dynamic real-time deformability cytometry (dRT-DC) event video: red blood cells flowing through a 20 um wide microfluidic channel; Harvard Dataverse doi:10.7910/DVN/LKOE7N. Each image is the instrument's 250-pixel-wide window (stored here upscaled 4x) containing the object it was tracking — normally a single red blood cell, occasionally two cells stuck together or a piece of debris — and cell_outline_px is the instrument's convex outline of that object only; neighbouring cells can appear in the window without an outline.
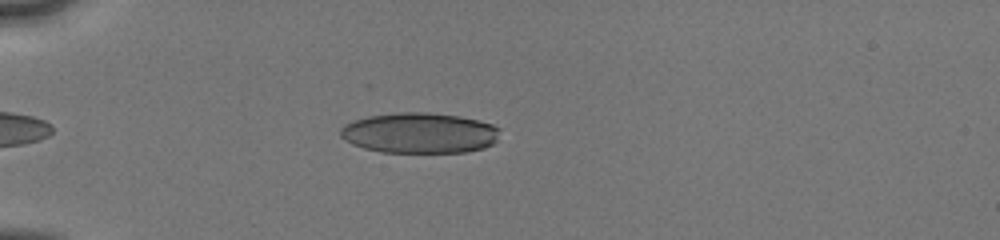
{"species": "human", "species_latin": "Homo sapiens", "temperature_condition": "cold", "stored_images_in_passage": 36, "camera_frame_rate_fps": 3000, "um_per_image_px": 0.085, "donor": {"sex": "male"}, "frame": {"image": 1, "passage_image": 6, "time_ms": 1.667, "image_size_px": [1000, 240], "cell_outline_px": [[500, 128], [496, 140], [492, 144], [484, 148], [468, 152], [380, 152], [364, 148], [352, 144], [340, 136], [340, 128], [344, 124], [368, 116], [396, 112], [428, 112], [460, 116], [480, 120], [492, 124]], "centroid_in_image_um": [35.67, 11.3], "position_along_channel_um": 49.3, "area_um2": 37.86}}
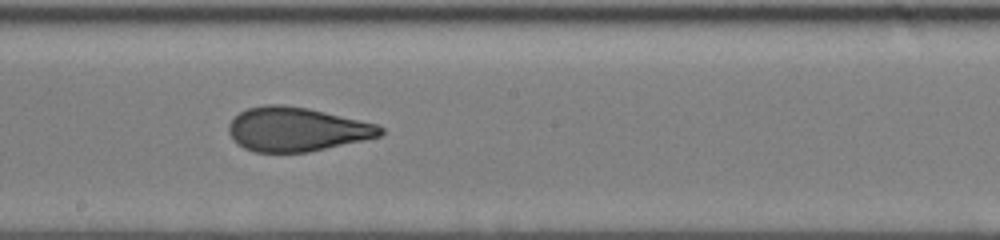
{"frame": {"image": 2, "passage_image": 17, "time_ms": 6.667, "image_size_px": [1000, 240], "cell_outline_px": [[384, 132], [380, 136], [364, 140], [308, 152], [256, 152], [244, 148], [236, 144], [232, 140], [228, 132], [228, 124], [240, 112], [248, 108], [264, 104], [284, 104], [308, 108], [376, 124], [384, 128]], "centroid_in_image_um": [25.18, 10.99], "position_along_channel_um": 223.0, "area_um2": 38.96}}
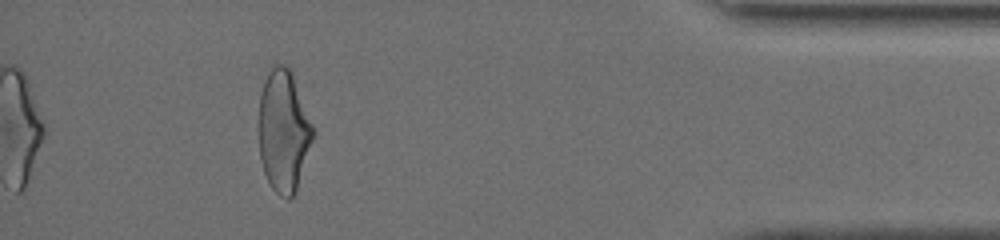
{"frame": {"image": 3, "passage_image": 32, "time_ms": 12.333, "image_size_px": [1000, 240], "cell_outline_px": [[316, 132], [296, 188], [292, 196], [288, 200], [284, 200], [272, 188], [264, 172], [260, 160], [260, 92], [264, 80], [268, 72], [276, 60], [284, 64], [292, 72], [300, 84]], "centroid_in_image_um": [24.15, 11.04], "position_along_channel_um": 411.1, "area_um2": 39.19}, "authors_computed_cell_mechanics": {"area_um2": 39.1017, "velocity_mm_per_s": 4.0621, "shape_relaxation_time_tau1_ms": 6.5367, "shape_relaxation_time_tau2_ms": 1.1314, "deformation_change_tau1": 0.1985, "deformation_change_tau2": 0.0835}}